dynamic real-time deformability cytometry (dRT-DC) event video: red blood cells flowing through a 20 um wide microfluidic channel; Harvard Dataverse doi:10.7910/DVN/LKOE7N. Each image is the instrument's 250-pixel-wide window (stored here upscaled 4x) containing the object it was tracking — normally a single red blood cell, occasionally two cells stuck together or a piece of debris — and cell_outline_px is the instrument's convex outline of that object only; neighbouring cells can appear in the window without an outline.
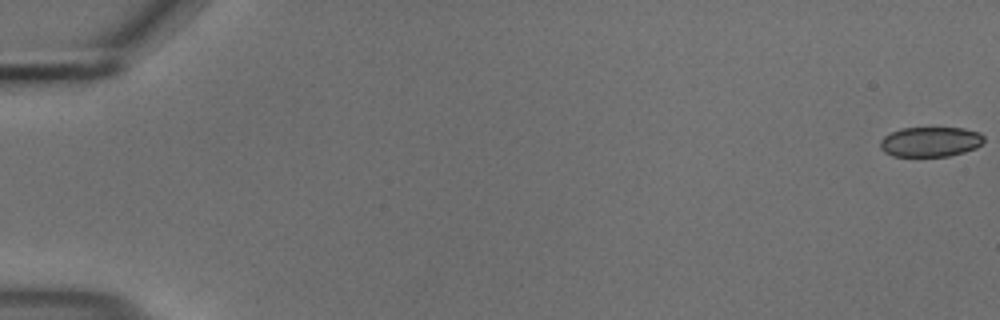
{"species": "common noctule bat (a hibernating species)", "species_latin": "Nyctalus noctula", "temperature_condition": "cold", "stored_images_in_passage": 56, "camera_frame_rate_fps": 3000, "um_per_image_px": 0.085, "animal": {"sex": "male", "body_mass_g": 18.8}, "frame": {"image": 1, "passage_image": 1, "time_ms": 0.0, "image_size_px": [1000, 320], "cell_outline_px": [[984, 140], [976, 148], [964, 152], [948, 156], [892, 156], [884, 152], [880, 148], [880, 140], [884, 136], [900, 128], [964, 128], [980, 132], [984, 136]], "centroid_in_image_um": [79.08, 12.05], "position_along_channel_um": 5.9, "area_um2": 18.15}}
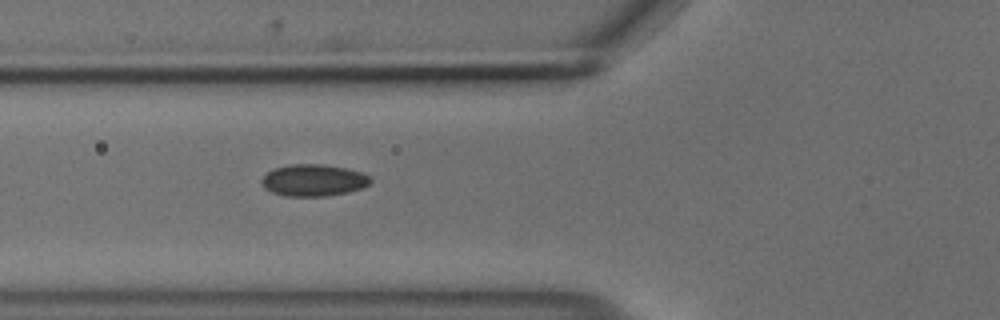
{"frame": {"image": 2, "passage_image": 22, "time_ms": 7.0, "image_size_px": [1000, 320], "cell_outline_px": [[372, 180], [368, 184], [360, 188], [348, 192], [324, 196], [284, 196], [272, 192], [264, 188], [260, 184], [260, 180], [268, 172], [276, 168], [288, 164], [324, 164], [348, 168], [364, 172], [372, 176]], "centroid_in_image_um": [26.66, 15.31], "position_along_channel_um": 99.1, "area_um2": 20.4}}
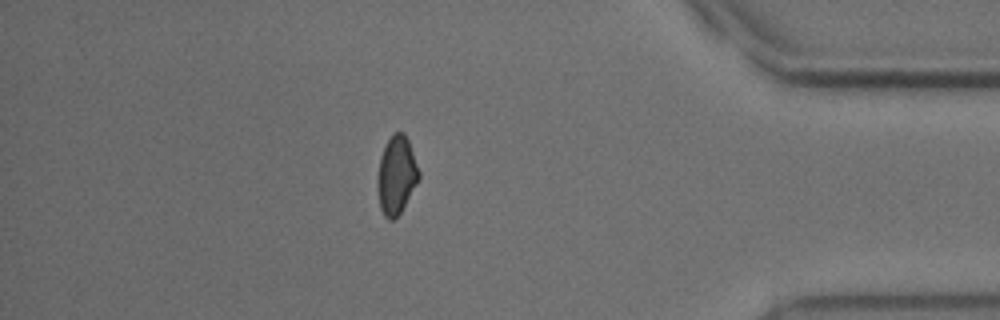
{"frame": {"image": 3, "passage_image": 49, "time_ms": 16.0, "image_size_px": [1000, 320], "cell_outline_px": [[420, 180], [400, 212], [392, 220], [388, 220], [384, 216], [380, 208], [376, 180], [380, 156], [388, 140], [396, 132], [404, 132], [408, 140], [420, 172]], "centroid_in_image_um": [33.69, 14.91], "position_along_channel_um": 401.5, "area_um2": 18.84}, "authors_computed_cell_mechanics": {"area_um2": 19.4786, "velocity_mm_per_s": 3.7088, "shape_relaxation_time_tau1_ms": 5.7791, "shape_relaxation_time_tau2_ms": 5.3127, "deformation_change_tau1": 0.0586, "deformation_change_tau2": 0.0749}}